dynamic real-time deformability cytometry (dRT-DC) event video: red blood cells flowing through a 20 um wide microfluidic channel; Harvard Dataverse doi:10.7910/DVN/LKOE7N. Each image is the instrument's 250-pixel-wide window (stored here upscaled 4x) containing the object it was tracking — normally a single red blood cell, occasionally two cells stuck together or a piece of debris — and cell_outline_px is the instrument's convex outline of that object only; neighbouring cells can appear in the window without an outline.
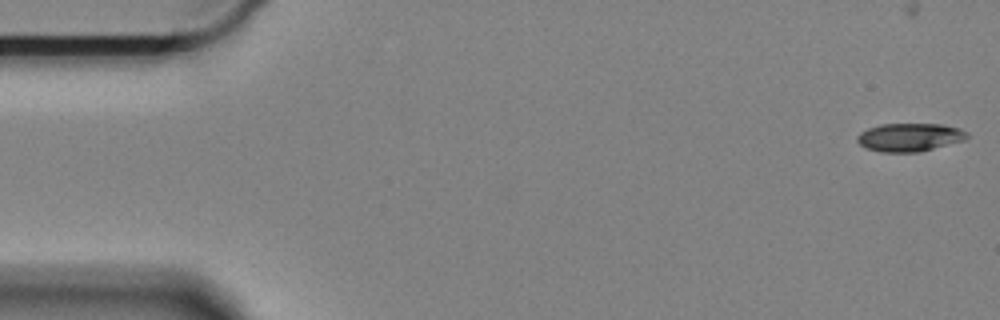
{"species": "Egyptian fruit bat (a non-hibernating species)", "species_latin": "Rousettus aegyptiacus", "temperature_condition": "cold", "stored_images_in_passage": 12, "camera_frame_rate_fps": 3000, "um_per_image_px": 0.085, "animal": {"sex": "female"}, "frame": {"image": 1, "passage_image": 1, "time_ms": 0.0, "image_size_px": [1000, 320], "cell_outline_px": [[968, 136], [964, 140], [920, 152], [880, 152], [868, 148], [860, 144], [856, 140], [856, 136], [860, 132], [868, 128], [880, 124], [940, 124], [960, 128], [968, 132]], "centroid_in_image_um": [77.31, 11.66], "position_along_channel_um": 7.7, "area_um2": 18.09}}